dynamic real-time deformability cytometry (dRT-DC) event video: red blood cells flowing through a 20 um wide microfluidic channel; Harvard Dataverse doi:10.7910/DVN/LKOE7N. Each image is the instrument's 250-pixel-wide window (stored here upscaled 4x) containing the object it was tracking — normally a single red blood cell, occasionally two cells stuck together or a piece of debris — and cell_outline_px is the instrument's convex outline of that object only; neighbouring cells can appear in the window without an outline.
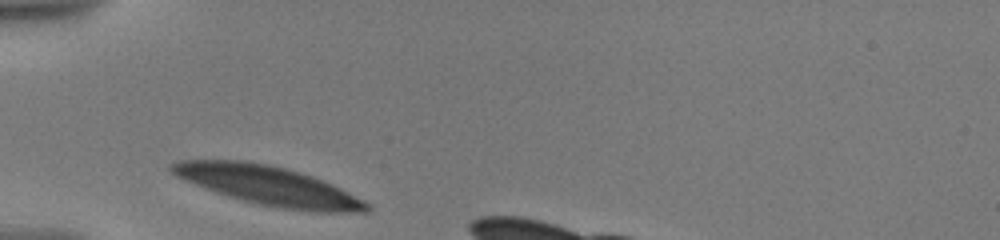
{"species": "human", "species_latin": "Homo sapiens", "temperature_condition": "warm", "stored_images_in_passage": 6, "camera_frame_rate_fps": 3000, "um_per_image_px": 0.085, "donor": {"sex": "male"}, "frame": {"image": 1, "passage_image": 1, "time_ms": 0.0, "image_size_px": [1000, 240], "cell_outline_px": [[372, 208], [368, 212], [312, 212], [284, 208], [260, 204], [228, 196], [216, 192], [184, 180], [176, 176], [168, 168], [168, 164], [180, 160], [244, 160], [268, 164], [300, 172], [312, 176], [332, 184], [372, 204]], "centroid_in_image_um": [22.83, 15.77], "position_along_channel_um": 62.2, "area_um2": 44.22}}
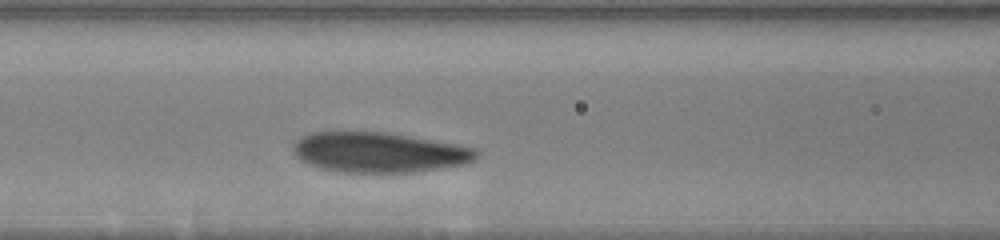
{"frame": {"image": 2, "passage_image": 4, "time_ms": 2.333, "image_size_px": [1000, 240], "cell_outline_px": [[480, 152], [472, 160], [464, 164], [440, 168], [412, 172], [336, 172], [320, 168], [308, 164], [300, 160], [296, 156], [292, 148], [292, 144], [300, 136], [312, 132], [384, 132], [408, 136], [452, 144], [472, 148]], "centroid_in_image_um": [32.11, 12.95], "position_along_channel_um": 134.5, "area_um2": 42.48}}
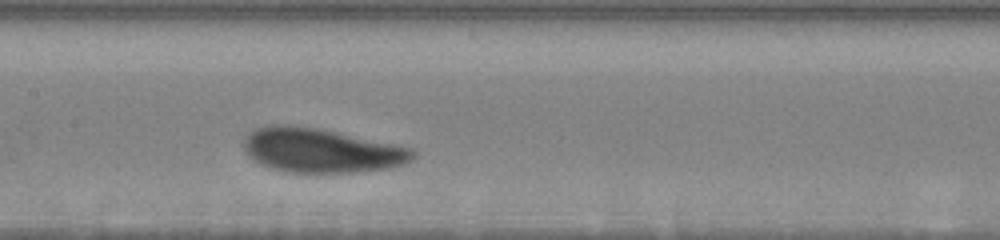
{"frame": {"image": 3, "passage_image": 6, "time_ms": 3.667, "image_size_px": [1000, 240], "cell_outline_px": [[416, 156], [412, 160], [404, 164], [392, 168], [360, 172], [284, 172], [268, 168], [252, 160], [244, 152], [244, 140], [248, 132], [256, 128], [272, 124], [288, 124], [316, 128], [336, 132], [412, 148], [416, 152]], "centroid_in_image_um": [27.27, 12.8], "position_along_channel_um": 180.1, "area_um2": 43.87}}